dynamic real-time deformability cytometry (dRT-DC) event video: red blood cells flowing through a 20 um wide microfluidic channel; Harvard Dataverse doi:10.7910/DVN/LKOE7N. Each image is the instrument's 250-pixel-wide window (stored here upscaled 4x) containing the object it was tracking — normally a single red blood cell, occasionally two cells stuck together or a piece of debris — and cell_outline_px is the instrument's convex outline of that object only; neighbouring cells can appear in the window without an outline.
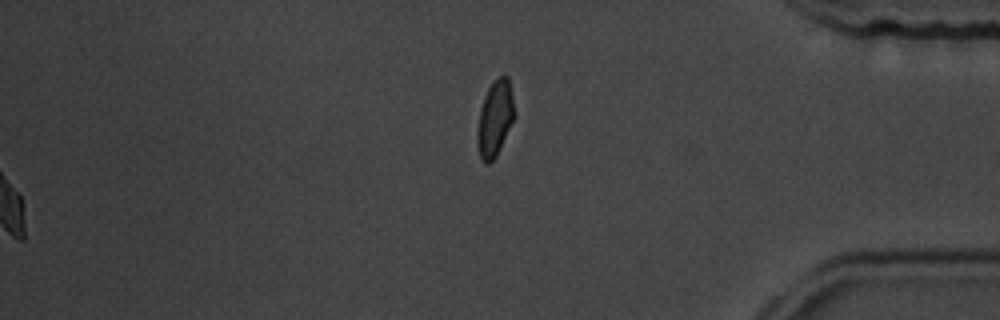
{"species": "common noctule bat (a hibernating species)", "species_latin": "Nyctalus noctula", "temperature_condition": "room temperature", "stored_images_in_passage": 58, "segment_of_instrument_passage": [2, 2], "camera_frame_rate_fps": 3000, "um_per_image_px": 0.085, "animal": {"sex": "male", "body_mass_g": 19.5, "forearm_length_mm": 54.6}, "frame": {"image": 1, "passage_image": 58, "time_ms": 19.0, "image_size_px": [1000, 320], "cell_outline_px": [[516, 116], [496, 156], [488, 164], [484, 164], [480, 156], [476, 144], [476, 132], [480, 108], [484, 96], [488, 88], [496, 76], [508, 76]], "centroid_in_image_um": [42.06, 10.07], "position_along_channel_um": 393.1, "area_um2": 16.65}}